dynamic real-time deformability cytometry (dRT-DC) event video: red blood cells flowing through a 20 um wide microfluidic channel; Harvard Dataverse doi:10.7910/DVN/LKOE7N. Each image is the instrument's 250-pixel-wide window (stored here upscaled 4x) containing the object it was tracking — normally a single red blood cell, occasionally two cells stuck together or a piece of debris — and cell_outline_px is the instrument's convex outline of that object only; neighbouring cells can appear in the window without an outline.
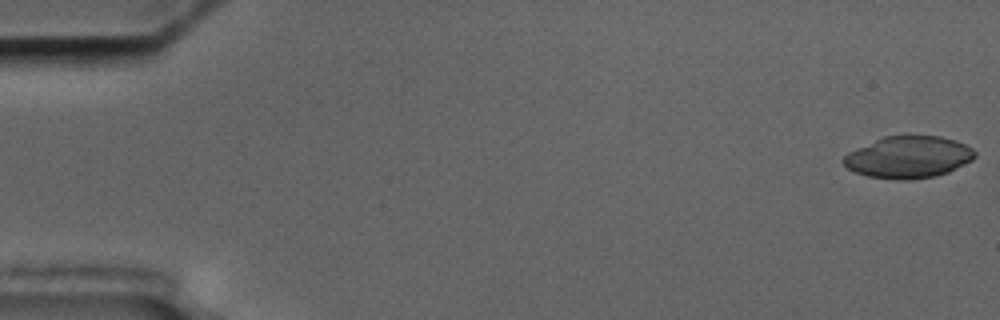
{"species": "common noctule bat (a hibernating species)", "species_latin": "Nyctalus noctula", "temperature_condition": "cold", "stored_images_in_passage": 5, "camera_frame_rate_fps": 3000, "um_per_image_px": 0.085, "animal": {"sex": "male", "body_mass_g": 17.5, "forearm_length_mm": 52.3}, "frame": {"image": 1, "passage_image": 1, "time_ms": 0.0, "image_size_px": [1000, 320], "cell_outline_px": [[976, 156], [972, 160], [948, 172], [936, 176], [908, 180], [900, 180], [868, 176], [856, 172], [848, 168], [840, 160], [848, 152], [856, 148], [884, 136], [940, 136], [956, 140], [972, 148], [976, 152]], "centroid_in_image_um": [77.22, 13.36], "position_along_channel_um": 7.8, "area_um2": 32.02}}